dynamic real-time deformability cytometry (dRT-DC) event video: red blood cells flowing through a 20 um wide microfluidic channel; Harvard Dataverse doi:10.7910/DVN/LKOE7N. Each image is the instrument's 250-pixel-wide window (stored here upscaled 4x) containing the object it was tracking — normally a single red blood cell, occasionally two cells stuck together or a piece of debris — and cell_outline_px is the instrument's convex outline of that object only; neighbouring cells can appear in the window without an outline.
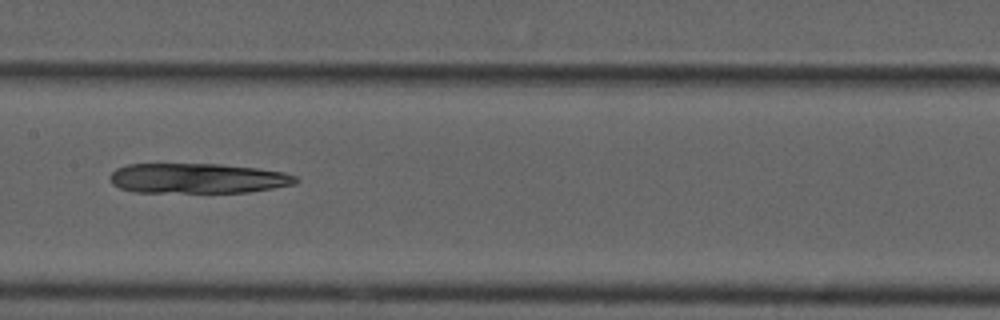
{"species": "common noctule bat (a hibernating species)", "species_latin": "Nyctalus noctula", "temperature_condition": "cold", "stored_images_in_passage": 33, "camera_frame_rate_fps": 3000, "um_per_image_px": 0.085, "animal": {"sex": "male", "forearm_length_mm": 52.5}, "frame": {"image": 1, "passage_image": 11, "time_ms": 3.333, "image_size_px": [1000, 320], "cell_outline_px": [[300, 180], [296, 184], [248, 192], [132, 192], [120, 188], [112, 184], [108, 176], [116, 168], [128, 164], [220, 164], [256, 168], [284, 172], [296, 176]], "centroid_in_image_um": [16.78, 15.16], "position_along_channel_um": 190.6, "area_um2": 32.66}}
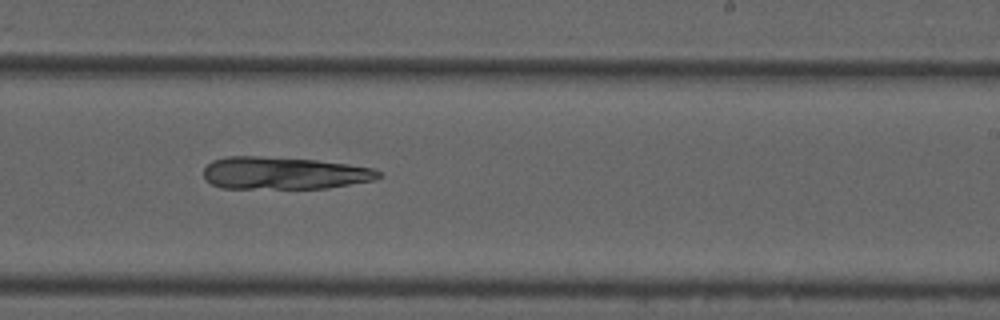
{"frame": {"image": 2, "passage_image": 17, "time_ms": 5.333, "image_size_px": [1000, 320], "cell_outline_px": [[384, 176], [376, 180], [328, 188], [220, 188], [204, 180], [204, 168], [212, 160], [228, 156], [260, 156], [316, 160], [348, 164], [372, 168], [380, 172]], "centroid_in_image_um": [24.14, 14.72], "position_along_channel_um": 264.9, "area_um2": 33.23}}